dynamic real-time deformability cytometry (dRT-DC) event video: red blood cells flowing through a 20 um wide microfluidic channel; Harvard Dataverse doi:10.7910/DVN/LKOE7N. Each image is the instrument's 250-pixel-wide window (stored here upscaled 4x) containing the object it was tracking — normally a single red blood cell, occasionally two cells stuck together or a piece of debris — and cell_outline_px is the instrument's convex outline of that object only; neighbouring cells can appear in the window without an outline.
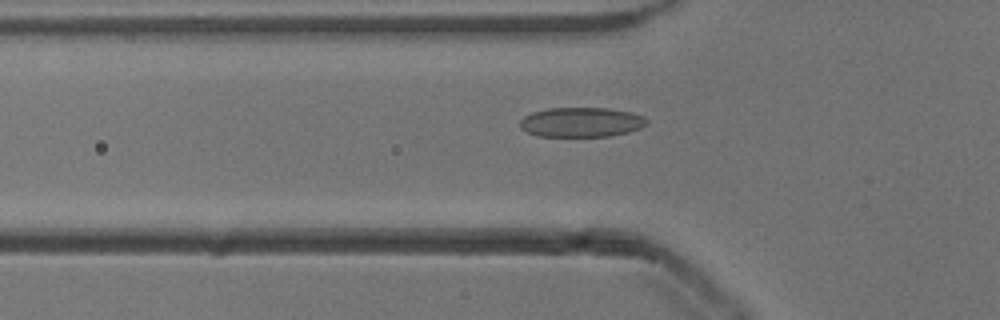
{"species": "common noctule bat (a hibernating species)", "species_latin": "Nyctalus noctula", "temperature_condition": "cold", "stored_images_in_passage": 42, "camera_frame_rate_fps": 3000, "um_per_image_px": 0.085, "animal": {"sex": "male", "body_mass_g": 13.3}, "frame": {"image": 1, "passage_image": 8, "time_ms": 2.333, "image_size_px": [1000, 320], "cell_outline_px": [[648, 124], [640, 128], [628, 132], [608, 136], [540, 136], [528, 132], [520, 128], [520, 120], [524, 116], [532, 112], [548, 108], [608, 108], [632, 112], [648, 120]], "centroid_in_image_um": [49.4, 10.38], "position_along_channel_um": 76.4, "area_um2": 21.85}}
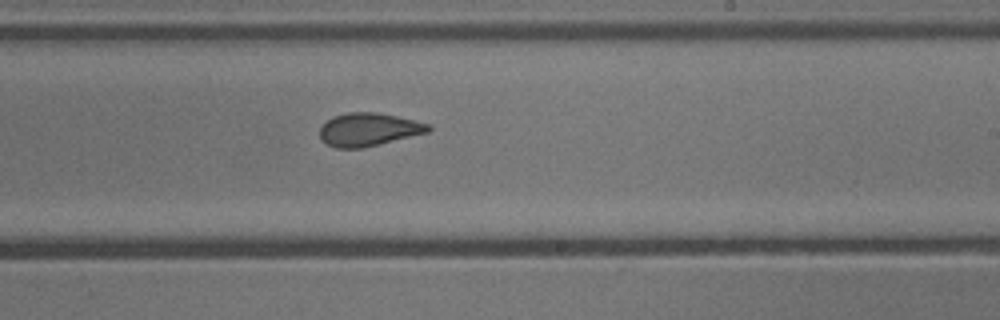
{"frame": {"image": 2, "passage_image": 22, "time_ms": 7.0, "image_size_px": [1000, 320], "cell_outline_px": [[432, 128], [428, 132], [364, 148], [336, 148], [320, 140], [320, 124], [332, 116], [348, 112], [376, 112], [396, 116], [428, 124]], "centroid_in_image_um": [31.27, 11.01], "position_along_channel_um": 257.7, "area_um2": 20.98}}
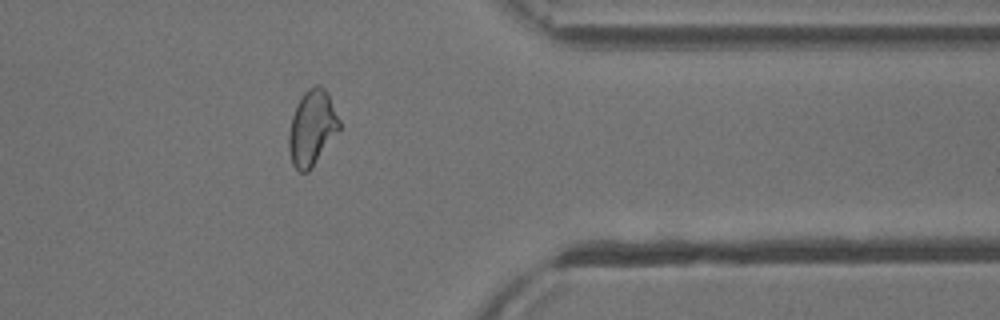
{"frame": {"image": 3, "passage_image": 33, "time_ms": 10.667, "image_size_px": [1000, 320], "cell_outline_px": [[340, 128], [312, 168], [308, 172], [300, 172], [292, 164], [288, 148], [288, 136], [292, 116], [296, 104], [300, 96], [308, 88], [316, 84], [320, 84], [328, 92], [340, 120]], "centroid_in_image_um": [26.51, 10.84], "position_along_channel_um": 384.9, "area_um2": 22.31}}